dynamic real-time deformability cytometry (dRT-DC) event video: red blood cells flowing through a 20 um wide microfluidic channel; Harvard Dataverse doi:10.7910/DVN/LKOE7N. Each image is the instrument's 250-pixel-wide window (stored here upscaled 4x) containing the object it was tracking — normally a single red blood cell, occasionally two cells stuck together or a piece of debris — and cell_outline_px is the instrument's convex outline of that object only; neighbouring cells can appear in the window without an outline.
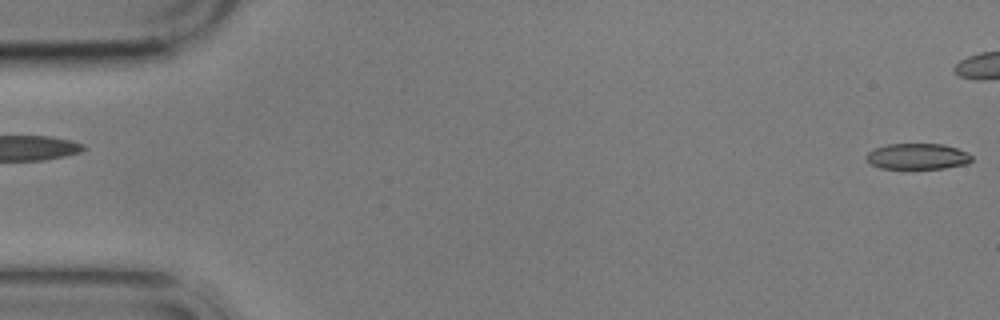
{"species": "common noctule bat (a hibernating species)", "species_latin": "Nyctalus noctula", "temperature_condition": "cold", "stored_images_in_passage": 4, "segment_of_instrument_passage": [2, 2], "camera_frame_rate_fps": 3000, "um_per_image_px": 0.085, "animal": {"sex": "male", "body_mass_g": 17.9}, "frame": {"image": 1, "passage_image": 4, "time_ms": 4.333, "image_size_px": [1000, 320], "cell_outline_px": [[972, 160], [968, 164], [944, 168], [880, 168], [872, 164], [864, 156], [868, 152], [876, 148], [888, 144], [944, 144], [968, 152], [972, 156]], "centroid_in_image_um": [78.02, 13.29], "position_along_channel_um": 7.0, "area_um2": 15.84}}